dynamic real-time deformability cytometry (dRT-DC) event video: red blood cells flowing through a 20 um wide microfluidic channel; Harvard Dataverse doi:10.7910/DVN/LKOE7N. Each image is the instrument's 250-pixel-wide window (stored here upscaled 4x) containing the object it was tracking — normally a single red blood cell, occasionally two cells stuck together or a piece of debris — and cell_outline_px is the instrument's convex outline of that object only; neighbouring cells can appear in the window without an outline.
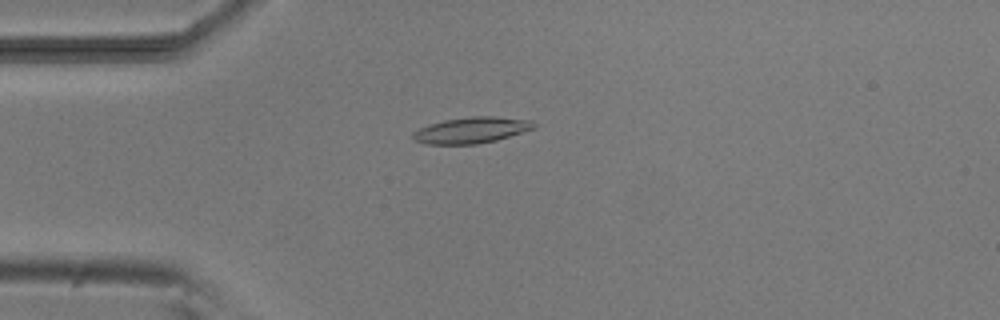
{"species": "common noctule bat (a hibernating species)", "species_latin": "Nyctalus noctula", "temperature_condition": "room temperature", "stored_images_in_passage": 4, "camera_frame_rate_fps": 3000, "um_per_image_px": 0.085, "animal": {"sex": "male", "body_mass_g": 20.5, "forearm_length_mm": 52.5}, "frame": {"image": 1, "passage_image": 4, "time_ms": 3.333, "image_size_px": [1000, 320], "cell_outline_px": [[536, 128], [496, 140], [476, 144], [424, 144], [412, 140], [412, 132], [428, 124], [444, 120], [468, 116], [496, 116], [532, 120], [536, 124]], "centroid_in_image_um": [40.06, 11.05], "position_along_channel_um": 44.9, "area_um2": 18.61}}